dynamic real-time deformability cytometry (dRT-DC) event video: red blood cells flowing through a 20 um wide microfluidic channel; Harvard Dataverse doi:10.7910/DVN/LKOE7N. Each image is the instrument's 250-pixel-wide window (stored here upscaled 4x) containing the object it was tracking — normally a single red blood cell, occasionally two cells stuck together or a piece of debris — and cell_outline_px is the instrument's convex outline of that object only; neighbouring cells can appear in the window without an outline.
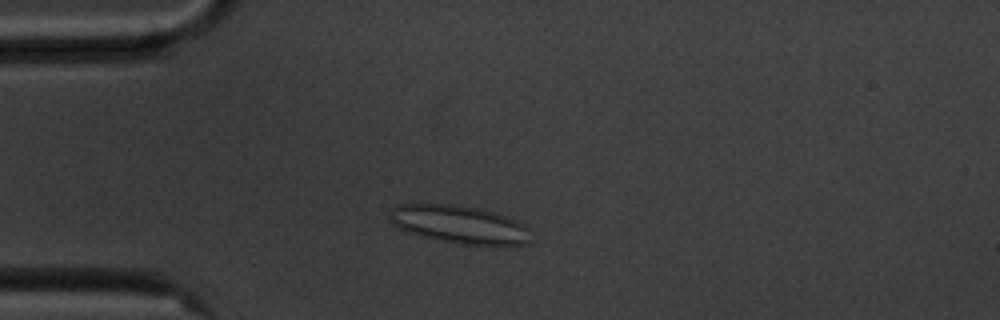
{"species": "common noctule bat (a hibernating species)", "species_latin": "Nyctalus noctula", "temperature_condition": "cold", "stored_images_in_passage": 51, "camera_frame_rate_fps": 3000, "um_per_image_px": 0.085, "animal": {"sex": "male", "body_mass_g": 20.1, "forearm_length_mm": 53.5}, "frame": {"image": 1, "passage_image": 9, "time_ms": 2.667, "image_size_px": [1000, 320], "cell_outline_px": [[528, 244], [460, 244], [424, 236], [408, 232], [396, 228], [388, 220], [388, 216], [392, 208], [396, 204], [448, 204], [480, 208], [516, 220], [524, 224], [528, 228]], "centroid_in_image_um": [38.96, 19.06], "position_along_channel_um": 46.0, "area_um2": 30.87}}
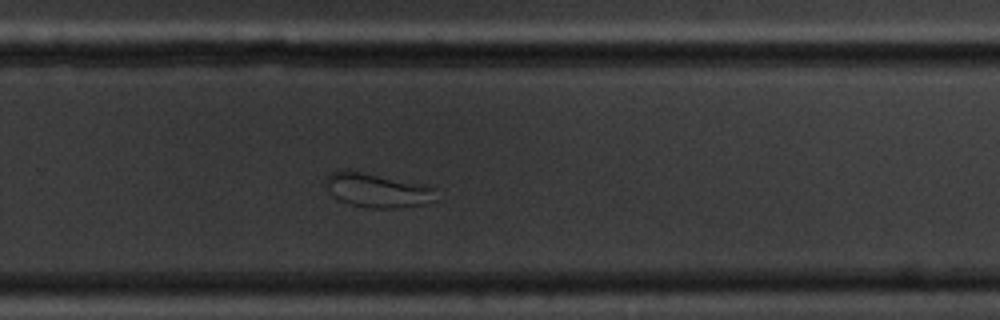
{"frame": {"image": 2, "passage_image": 32, "time_ms": 10.333, "image_size_px": [1000, 320], "cell_outline_px": [[436, 200], [424, 204], [396, 208], [372, 208], [352, 204], [340, 200], [324, 184], [324, 180], [332, 172], [340, 168], [348, 168], [428, 184], [436, 188]], "centroid_in_image_um": [32.12, 16.12], "position_along_channel_um": 297.7, "area_um2": 22.54}}
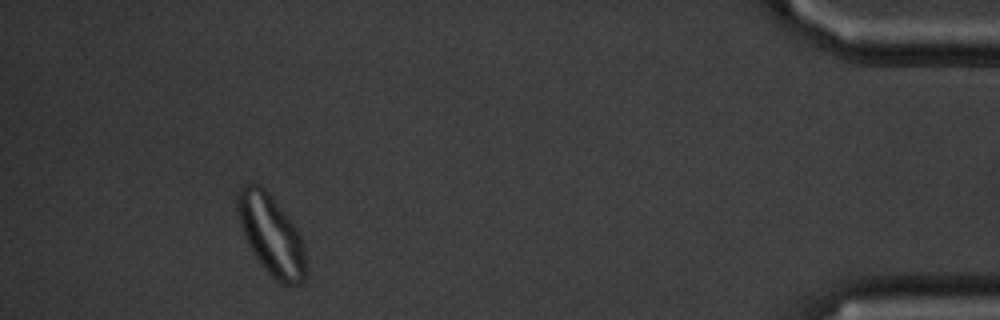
{"frame": {"image": 3, "passage_image": 47, "time_ms": 15.333, "image_size_px": [1000, 320], "cell_outline_px": [[308, 272], [304, 280], [300, 284], [288, 288], [280, 284], [260, 264], [252, 252], [244, 236], [236, 212], [236, 196], [240, 188], [244, 184], [260, 184], [264, 188], [296, 228], [300, 236], [304, 248]], "centroid_in_image_um": [23.05, 20.04], "position_along_channel_um": 412.1, "area_um2": 32.14}}